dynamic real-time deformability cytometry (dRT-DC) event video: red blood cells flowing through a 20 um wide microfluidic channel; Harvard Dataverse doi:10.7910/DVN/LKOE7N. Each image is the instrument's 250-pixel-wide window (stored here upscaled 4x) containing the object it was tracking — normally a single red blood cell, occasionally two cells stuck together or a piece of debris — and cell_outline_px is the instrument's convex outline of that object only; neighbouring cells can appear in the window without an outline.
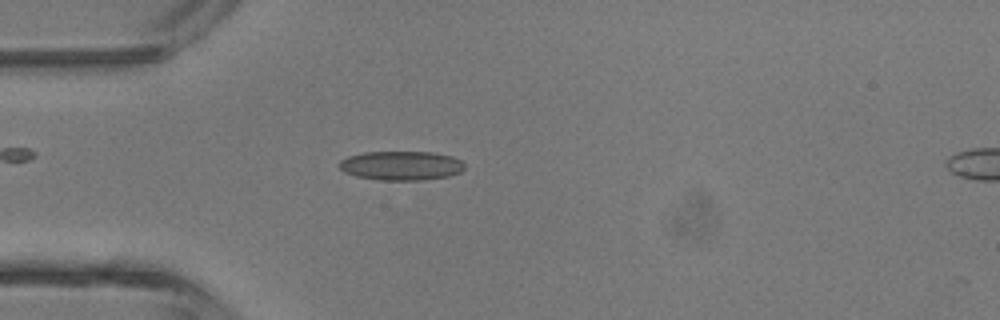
{"species": "common noctule bat (a hibernating species)", "species_latin": "Nyctalus noctula", "temperature_condition": "room temperature", "stored_images_in_passage": 2, "camera_frame_rate_fps": 3000, "um_per_image_px": 0.085, "animal": {"sex": "male", "body_mass_g": 13.3}, "frame": {"image": 1, "passage_image": 2, "time_ms": 1.0, "image_size_px": [1000, 320], "cell_outline_px": [[464, 168], [460, 172], [448, 176], [424, 180], [380, 180], [356, 176], [344, 172], [340, 168], [340, 160], [348, 156], [364, 152], [432, 152], [452, 156], [460, 160], [464, 164]], "centroid_in_image_um": [34.1, 14.08], "position_along_channel_um": 50.9, "area_um2": 21.27}}